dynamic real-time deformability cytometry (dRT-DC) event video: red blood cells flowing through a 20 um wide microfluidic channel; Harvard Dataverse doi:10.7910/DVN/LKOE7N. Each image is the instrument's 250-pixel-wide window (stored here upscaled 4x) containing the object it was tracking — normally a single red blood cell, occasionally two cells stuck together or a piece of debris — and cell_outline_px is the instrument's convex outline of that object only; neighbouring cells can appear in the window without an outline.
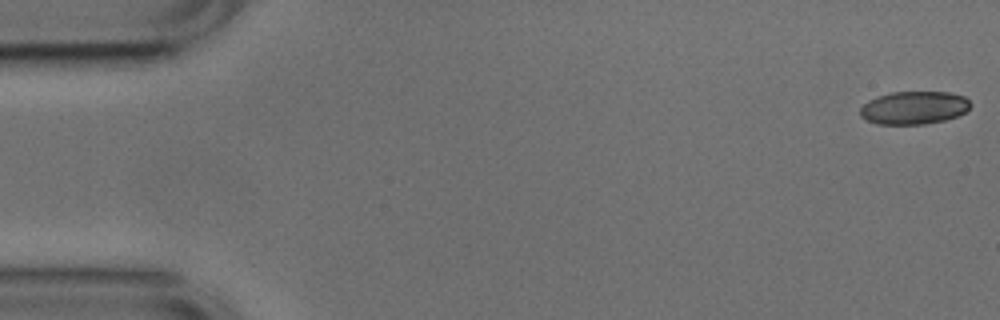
{"species": "common noctule bat (a hibernating species)", "species_latin": "Nyctalus noctula", "temperature_condition": "cold", "stored_images_in_passage": 53, "camera_frame_rate_fps": 3000, "um_per_image_px": 0.085, "animal": {"sex": "male", "body_mass_g": 17.9, "forearm_length_mm": 54.2}, "frame": {"image": 1, "passage_image": 1, "time_ms": 0.0, "image_size_px": [1000, 320], "cell_outline_px": [[972, 104], [964, 112], [956, 116], [944, 120], [924, 124], [876, 124], [860, 116], [860, 108], [868, 100], [892, 92], [948, 92], [964, 96]], "centroid_in_image_um": [77.68, 9.16], "position_along_channel_um": 7.3, "area_um2": 21.04}}
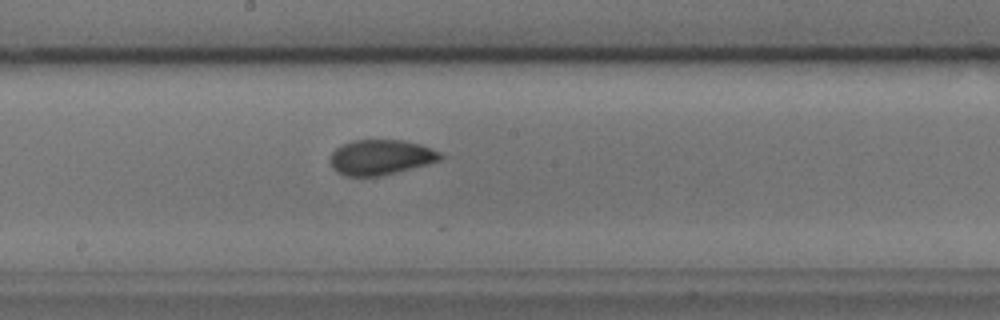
{"frame": {"image": 2, "passage_image": 28, "time_ms": 9.0, "image_size_px": [1000, 320], "cell_outline_px": [[448, 156], [440, 160], [428, 164], [380, 176], [344, 176], [336, 172], [332, 168], [332, 152], [336, 148], [352, 140], [404, 140], [420, 144], [440, 152]], "centroid_in_image_um": [32.4, 13.37], "position_along_channel_um": 215.8, "area_um2": 22.6}}
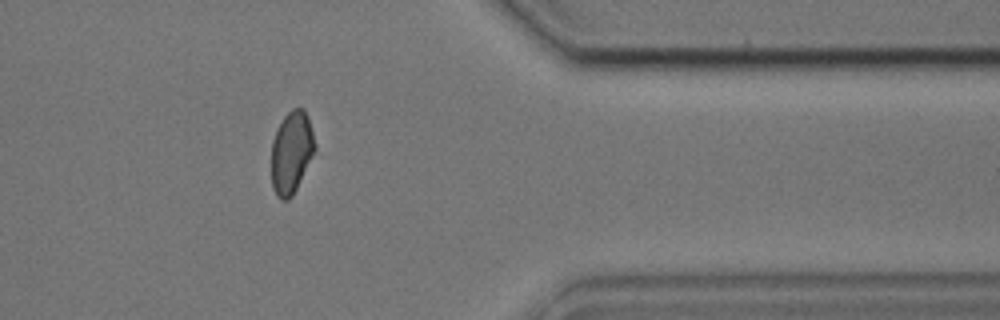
{"frame": {"image": 3, "passage_image": 43, "time_ms": 14.0, "image_size_px": [1000, 320], "cell_outline_px": [[316, 148], [292, 196], [288, 200], [280, 200], [276, 196], [272, 188], [272, 140], [276, 128], [284, 116], [292, 108], [304, 108], [308, 116], [316, 144]], "centroid_in_image_um": [24.76, 12.93], "position_along_channel_um": 386.6, "area_um2": 20.87}, "authors_computed_cell_mechanics": {"area_um2": 22.4842, "velocity_mm_per_s": 3.775, "shape_relaxation_time_tau1_ms": 5.2598, "shape_relaxation_time_tau2_ms": 2.4349, "deformation_change_tau1": 0.1048, "deformation_change_tau2": 0.0622}}